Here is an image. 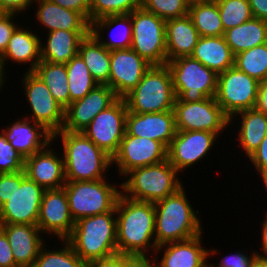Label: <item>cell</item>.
Masks as SVG:
<instances>
[{"label": "cell", "instance_id": "cell-23", "mask_svg": "<svg viewBox=\"0 0 267 267\" xmlns=\"http://www.w3.org/2000/svg\"><path fill=\"white\" fill-rule=\"evenodd\" d=\"M0 229L8 238L16 265L33 267L45 244L39 227L32 224H0Z\"/></svg>", "mask_w": 267, "mask_h": 267}, {"label": "cell", "instance_id": "cell-33", "mask_svg": "<svg viewBox=\"0 0 267 267\" xmlns=\"http://www.w3.org/2000/svg\"><path fill=\"white\" fill-rule=\"evenodd\" d=\"M224 38L234 55L267 43V21L252 18L241 25L227 29Z\"/></svg>", "mask_w": 267, "mask_h": 267}, {"label": "cell", "instance_id": "cell-38", "mask_svg": "<svg viewBox=\"0 0 267 267\" xmlns=\"http://www.w3.org/2000/svg\"><path fill=\"white\" fill-rule=\"evenodd\" d=\"M60 241H63L60 250H48L44 244L33 267H86V263L74 252L70 243L67 240Z\"/></svg>", "mask_w": 267, "mask_h": 267}, {"label": "cell", "instance_id": "cell-4", "mask_svg": "<svg viewBox=\"0 0 267 267\" xmlns=\"http://www.w3.org/2000/svg\"><path fill=\"white\" fill-rule=\"evenodd\" d=\"M66 240L85 263L117 254L116 212L79 219Z\"/></svg>", "mask_w": 267, "mask_h": 267}, {"label": "cell", "instance_id": "cell-37", "mask_svg": "<svg viewBox=\"0 0 267 267\" xmlns=\"http://www.w3.org/2000/svg\"><path fill=\"white\" fill-rule=\"evenodd\" d=\"M234 66L258 82L267 80V43L236 54Z\"/></svg>", "mask_w": 267, "mask_h": 267}, {"label": "cell", "instance_id": "cell-17", "mask_svg": "<svg viewBox=\"0 0 267 267\" xmlns=\"http://www.w3.org/2000/svg\"><path fill=\"white\" fill-rule=\"evenodd\" d=\"M74 225L65 189L45 190L37 220L41 233H48L50 236L54 234L58 240H66Z\"/></svg>", "mask_w": 267, "mask_h": 267}, {"label": "cell", "instance_id": "cell-52", "mask_svg": "<svg viewBox=\"0 0 267 267\" xmlns=\"http://www.w3.org/2000/svg\"><path fill=\"white\" fill-rule=\"evenodd\" d=\"M254 108L267 116V80L259 82L257 100Z\"/></svg>", "mask_w": 267, "mask_h": 267}, {"label": "cell", "instance_id": "cell-10", "mask_svg": "<svg viewBox=\"0 0 267 267\" xmlns=\"http://www.w3.org/2000/svg\"><path fill=\"white\" fill-rule=\"evenodd\" d=\"M259 82L235 66L218 74L216 102L230 119L239 112L255 107Z\"/></svg>", "mask_w": 267, "mask_h": 267}, {"label": "cell", "instance_id": "cell-49", "mask_svg": "<svg viewBox=\"0 0 267 267\" xmlns=\"http://www.w3.org/2000/svg\"><path fill=\"white\" fill-rule=\"evenodd\" d=\"M34 0H0V7L4 13L20 14L32 6Z\"/></svg>", "mask_w": 267, "mask_h": 267}, {"label": "cell", "instance_id": "cell-14", "mask_svg": "<svg viewBox=\"0 0 267 267\" xmlns=\"http://www.w3.org/2000/svg\"><path fill=\"white\" fill-rule=\"evenodd\" d=\"M22 79L23 91L32 110L31 120L44 126L53 135L61 131L65 123V109L34 72L26 71Z\"/></svg>", "mask_w": 267, "mask_h": 267}, {"label": "cell", "instance_id": "cell-36", "mask_svg": "<svg viewBox=\"0 0 267 267\" xmlns=\"http://www.w3.org/2000/svg\"><path fill=\"white\" fill-rule=\"evenodd\" d=\"M70 93V103L82 99L97 85L89 69L79 54L65 64Z\"/></svg>", "mask_w": 267, "mask_h": 267}, {"label": "cell", "instance_id": "cell-56", "mask_svg": "<svg viewBox=\"0 0 267 267\" xmlns=\"http://www.w3.org/2000/svg\"><path fill=\"white\" fill-rule=\"evenodd\" d=\"M6 80V75L4 74L2 67H1V63H0V90H3L2 87L4 85V82H7Z\"/></svg>", "mask_w": 267, "mask_h": 267}, {"label": "cell", "instance_id": "cell-42", "mask_svg": "<svg viewBox=\"0 0 267 267\" xmlns=\"http://www.w3.org/2000/svg\"><path fill=\"white\" fill-rule=\"evenodd\" d=\"M25 159L7 141L3 132H0V173H13L24 170Z\"/></svg>", "mask_w": 267, "mask_h": 267}, {"label": "cell", "instance_id": "cell-57", "mask_svg": "<svg viewBox=\"0 0 267 267\" xmlns=\"http://www.w3.org/2000/svg\"><path fill=\"white\" fill-rule=\"evenodd\" d=\"M213 1H216V0H186L189 6L193 4L208 3V2H213Z\"/></svg>", "mask_w": 267, "mask_h": 267}, {"label": "cell", "instance_id": "cell-48", "mask_svg": "<svg viewBox=\"0 0 267 267\" xmlns=\"http://www.w3.org/2000/svg\"><path fill=\"white\" fill-rule=\"evenodd\" d=\"M14 193V172L0 173V207L10 199Z\"/></svg>", "mask_w": 267, "mask_h": 267}, {"label": "cell", "instance_id": "cell-8", "mask_svg": "<svg viewBox=\"0 0 267 267\" xmlns=\"http://www.w3.org/2000/svg\"><path fill=\"white\" fill-rule=\"evenodd\" d=\"M172 76L175 98L182 102H197L215 97L217 74L191 56L166 63Z\"/></svg>", "mask_w": 267, "mask_h": 267}, {"label": "cell", "instance_id": "cell-18", "mask_svg": "<svg viewBox=\"0 0 267 267\" xmlns=\"http://www.w3.org/2000/svg\"><path fill=\"white\" fill-rule=\"evenodd\" d=\"M151 66L132 48L110 51L109 87L123 98L137 86Z\"/></svg>", "mask_w": 267, "mask_h": 267}, {"label": "cell", "instance_id": "cell-6", "mask_svg": "<svg viewBox=\"0 0 267 267\" xmlns=\"http://www.w3.org/2000/svg\"><path fill=\"white\" fill-rule=\"evenodd\" d=\"M123 98L127 110L132 113L144 114L173 110L175 93L167 64L152 65L137 86Z\"/></svg>", "mask_w": 267, "mask_h": 267}, {"label": "cell", "instance_id": "cell-55", "mask_svg": "<svg viewBox=\"0 0 267 267\" xmlns=\"http://www.w3.org/2000/svg\"><path fill=\"white\" fill-rule=\"evenodd\" d=\"M250 267H267V258L257 255L251 262Z\"/></svg>", "mask_w": 267, "mask_h": 267}, {"label": "cell", "instance_id": "cell-43", "mask_svg": "<svg viewBox=\"0 0 267 267\" xmlns=\"http://www.w3.org/2000/svg\"><path fill=\"white\" fill-rule=\"evenodd\" d=\"M249 160L262 177V183L267 191V135L261 141L258 149L249 157Z\"/></svg>", "mask_w": 267, "mask_h": 267}, {"label": "cell", "instance_id": "cell-44", "mask_svg": "<svg viewBox=\"0 0 267 267\" xmlns=\"http://www.w3.org/2000/svg\"><path fill=\"white\" fill-rule=\"evenodd\" d=\"M16 16L17 14L15 13L0 14V56L6 50L12 33L19 25V23L17 24L14 21Z\"/></svg>", "mask_w": 267, "mask_h": 267}, {"label": "cell", "instance_id": "cell-34", "mask_svg": "<svg viewBox=\"0 0 267 267\" xmlns=\"http://www.w3.org/2000/svg\"><path fill=\"white\" fill-rule=\"evenodd\" d=\"M33 72L46 84L53 98L66 109L70 105V93L65 64L40 61Z\"/></svg>", "mask_w": 267, "mask_h": 267}, {"label": "cell", "instance_id": "cell-7", "mask_svg": "<svg viewBox=\"0 0 267 267\" xmlns=\"http://www.w3.org/2000/svg\"><path fill=\"white\" fill-rule=\"evenodd\" d=\"M116 187H118L116 189ZM121 184H110L106 179L93 181H66L64 189L74 221L85 217L115 211L121 194Z\"/></svg>", "mask_w": 267, "mask_h": 267}, {"label": "cell", "instance_id": "cell-54", "mask_svg": "<svg viewBox=\"0 0 267 267\" xmlns=\"http://www.w3.org/2000/svg\"><path fill=\"white\" fill-rule=\"evenodd\" d=\"M266 214V218L261 222V250H262V252L260 251V253L259 252H257V254L259 255V256H262V257H266L267 258V213H265Z\"/></svg>", "mask_w": 267, "mask_h": 267}, {"label": "cell", "instance_id": "cell-3", "mask_svg": "<svg viewBox=\"0 0 267 267\" xmlns=\"http://www.w3.org/2000/svg\"><path fill=\"white\" fill-rule=\"evenodd\" d=\"M185 192L184 187H181L174 194L154 203L157 247L204 233L197 216L199 211L193 209Z\"/></svg>", "mask_w": 267, "mask_h": 267}, {"label": "cell", "instance_id": "cell-16", "mask_svg": "<svg viewBox=\"0 0 267 267\" xmlns=\"http://www.w3.org/2000/svg\"><path fill=\"white\" fill-rule=\"evenodd\" d=\"M216 138L220 137L209 131H178L167 148V160L179 172L192 167L202 158L207 157Z\"/></svg>", "mask_w": 267, "mask_h": 267}, {"label": "cell", "instance_id": "cell-5", "mask_svg": "<svg viewBox=\"0 0 267 267\" xmlns=\"http://www.w3.org/2000/svg\"><path fill=\"white\" fill-rule=\"evenodd\" d=\"M179 172L168 160L138 167L126 173L121 184V194L136 201L156 203L174 194L181 187Z\"/></svg>", "mask_w": 267, "mask_h": 267}, {"label": "cell", "instance_id": "cell-12", "mask_svg": "<svg viewBox=\"0 0 267 267\" xmlns=\"http://www.w3.org/2000/svg\"><path fill=\"white\" fill-rule=\"evenodd\" d=\"M173 112L178 131H209L219 136L230 125V119L215 97L197 102H182L175 98Z\"/></svg>", "mask_w": 267, "mask_h": 267}, {"label": "cell", "instance_id": "cell-35", "mask_svg": "<svg viewBox=\"0 0 267 267\" xmlns=\"http://www.w3.org/2000/svg\"><path fill=\"white\" fill-rule=\"evenodd\" d=\"M188 15L200 37L224 36L225 31L216 1L191 5Z\"/></svg>", "mask_w": 267, "mask_h": 267}, {"label": "cell", "instance_id": "cell-27", "mask_svg": "<svg viewBox=\"0 0 267 267\" xmlns=\"http://www.w3.org/2000/svg\"><path fill=\"white\" fill-rule=\"evenodd\" d=\"M165 32L167 62L191 56L200 36L188 14L166 20Z\"/></svg>", "mask_w": 267, "mask_h": 267}, {"label": "cell", "instance_id": "cell-19", "mask_svg": "<svg viewBox=\"0 0 267 267\" xmlns=\"http://www.w3.org/2000/svg\"><path fill=\"white\" fill-rule=\"evenodd\" d=\"M118 98L108 85H97L82 99L71 102L65 109L62 130L82 132L99 112L108 108Z\"/></svg>", "mask_w": 267, "mask_h": 267}, {"label": "cell", "instance_id": "cell-47", "mask_svg": "<svg viewBox=\"0 0 267 267\" xmlns=\"http://www.w3.org/2000/svg\"><path fill=\"white\" fill-rule=\"evenodd\" d=\"M0 267H18L6 234L0 229Z\"/></svg>", "mask_w": 267, "mask_h": 267}, {"label": "cell", "instance_id": "cell-40", "mask_svg": "<svg viewBox=\"0 0 267 267\" xmlns=\"http://www.w3.org/2000/svg\"><path fill=\"white\" fill-rule=\"evenodd\" d=\"M142 7V0H90V22L108 15L130 14Z\"/></svg>", "mask_w": 267, "mask_h": 267}, {"label": "cell", "instance_id": "cell-50", "mask_svg": "<svg viewBox=\"0 0 267 267\" xmlns=\"http://www.w3.org/2000/svg\"><path fill=\"white\" fill-rule=\"evenodd\" d=\"M86 267H124V254L97 259L86 263Z\"/></svg>", "mask_w": 267, "mask_h": 267}, {"label": "cell", "instance_id": "cell-25", "mask_svg": "<svg viewBox=\"0 0 267 267\" xmlns=\"http://www.w3.org/2000/svg\"><path fill=\"white\" fill-rule=\"evenodd\" d=\"M41 39L29 29L23 26L16 27L8 42L4 53L0 56V63L4 74L6 75L5 65L8 60L13 63H30L27 72H33L37 64L41 61ZM7 61V62H6Z\"/></svg>", "mask_w": 267, "mask_h": 267}, {"label": "cell", "instance_id": "cell-39", "mask_svg": "<svg viewBox=\"0 0 267 267\" xmlns=\"http://www.w3.org/2000/svg\"><path fill=\"white\" fill-rule=\"evenodd\" d=\"M224 31L253 18L248 0H216Z\"/></svg>", "mask_w": 267, "mask_h": 267}, {"label": "cell", "instance_id": "cell-30", "mask_svg": "<svg viewBox=\"0 0 267 267\" xmlns=\"http://www.w3.org/2000/svg\"><path fill=\"white\" fill-rule=\"evenodd\" d=\"M191 57L218 75L234 66L235 55L224 36H216L199 37Z\"/></svg>", "mask_w": 267, "mask_h": 267}, {"label": "cell", "instance_id": "cell-24", "mask_svg": "<svg viewBox=\"0 0 267 267\" xmlns=\"http://www.w3.org/2000/svg\"><path fill=\"white\" fill-rule=\"evenodd\" d=\"M22 120V121H21ZM2 129L7 141L25 159L53 143V134L26 116Z\"/></svg>", "mask_w": 267, "mask_h": 267}, {"label": "cell", "instance_id": "cell-15", "mask_svg": "<svg viewBox=\"0 0 267 267\" xmlns=\"http://www.w3.org/2000/svg\"><path fill=\"white\" fill-rule=\"evenodd\" d=\"M167 160V148L159 141L128 135L125 132L112 164L118 167L120 176L132 169L154 165Z\"/></svg>", "mask_w": 267, "mask_h": 267}, {"label": "cell", "instance_id": "cell-29", "mask_svg": "<svg viewBox=\"0 0 267 267\" xmlns=\"http://www.w3.org/2000/svg\"><path fill=\"white\" fill-rule=\"evenodd\" d=\"M104 30H107V32L108 30H111L110 32L112 34L110 36L111 39L110 40L108 39V41L102 39L103 37L101 34L102 32L103 33L105 32ZM114 31L117 32L118 34L115 33ZM90 33L98 40V42L101 45H103L109 51L119 50V49H129L132 43L131 15L130 14L108 15L93 20L90 22Z\"/></svg>", "mask_w": 267, "mask_h": 267}, {"label": "cell", "instance_id": "cell-2", "mask_svg": "<svg viewBox=\"0 0 267 267\" xmlns=\"http://www.w3.org/2000/svg\"><path fill=\"white\" fill-rule=\"evenodd\" d=\"M60 136V137H59ZM63 145L66 181H93L107 179L105 173L112 165V158L97 147L82 132L61 130L53 135ZM61 138V139H60Z\"/></svg>", "mask_w": 267, "mask_h": 267}, {"label": "cell", "instance_id": "cell-32", "mask_svg": "<svg viewBox=\"0 0 267 267\" xmlns=\"http://www.w3.org/2000/svg\"><path fill=\"white\" fill-rule=\"evenodd\" d=\"M78 54L85 62L93 79L99 85L109 86L110 51L101 45L98 40L89 33L81 40Z\"/></svg>", "mask_w": 267, "mask_h": 267}, {"label": "cell", "instance_id": "cell-9", "mask_svg": "<svg viewBox=\"0 0 267 267\" xmlns=\"http://www.w3.org/2000/svg\"><path fill=\"white\" fill-rule=\"evenodd\" d=\"M132 22L131 47L151 65L167 63L166 21L143 7L130 13Z\"/></svg>", "mask_w": 267, "mask_h": 267}, {"label": "cell", "instance_id": "cell-53", "mask_svg": "<svg viewBox=\"0 0 267 267\" xmlns=\"http://www.w3.org/2000/svg\"><path fill=\"white\" fill-rule=\"evenodd\" d=\"M253 18L267 21V0H248Z\"/></svg>", "mask_w": 267, "mask_h": 267}, {"label": "cell", "instance_id": "cell-45", "mask_svg": "<svg viewBox=\"0 0 267 267\" xmlns=\"http://www.w3.org/2000/svg\"><path fill=\"white\" fill-rule=\"evenodd\" d=\"M257 251L251 253L250 256L246 253L239 250L231 255H226L223 259L220 260L219 264L214 265L213 263L208 264L209 267H250L251 262L257 256Z\"/></svg>", "mask_w": 267, "mask_h": 267}, {"label": "cell", "instance_id": "cell-51", "mask_svg": "<svg viewBox=\"0 0 267 267\" xmlns=\"http://www.w3.org/2000/svg\"><path fill=\"white\" fill-rule=\"evenodd\" d=\"M152 258L124 254V267H156L154 256Z\"/></svg>", "mask_w": 267, "mask_h": 267}, {"label": "cell", "instance_id": "cell-13", "mask_svg": "<svg viewBox=\"0 0 267 267\" xmlns=\"http://www.w3.org/2000/svg\"><path fill=\"white\" fill-rule=\"evenodd\" d=\"M127 113L124 98H118L99 112L82 133L112 158L125 135Z\"/></svg>", "mask_w": 267, "mask_h": 267}, {"label": "cell", "instance_id": "cell-20", "mask_svg": "<svg viewBox=\"0 0 267 267\" xmlns=\"http://www.w3.org/2000/svg\"><path fill=\"white\" fill-rule=\"evenodd\" d=\"M125 132L159 141L168 148L177 132L174 112L170 110L138 114L128 111Z\"/></svg>", "mask_w": 267, "mask_h": 267}, {"label": "cell", "instance_id": "cell-26", "mask_svg": "<svg viewBox=\"0 0 267 267\" xmlns=\"http://www.w3.org/2000/svg\"><path fill=\"white\" fill-rule=\"evenodd\" d=\"M35 18L47 32L55 30L90 31V23L78 12L63 8L49 0H34ZM38 4V5H37Z\"/></svg>", "mask_w": 267, "mask_h": 267}, {"label": "cell", "instance_id": "cell-11", "mask_svg": "<svg viewBox=\"0 0 267 267\" xmlns=\"http://www.w3.org/2000/svg\"><path fill=\"white\" fill-rule=\"evenodd\" d=\"M44 191L24 170L14 172V193L0 207V224L37 225Z\"/></svg>", "mask_w": 267, "mask_h": 267}, {"label": "cell", "instance_id": "cell-22", "mask_svg": "<svg viewBox=\"0 0 267 267\" xmlns=\"http://www.w3.org/2000/svg\"><path fill=\"white\" fill-rule=\"evenodd\" d=\"M202 234L188 240L158 246L154 254H158L160 250L162 252V249L165 251L160 259L161 262L154 257L156 267H207L209 264L207 259L216 254L217 250L204 249Z\"/></svg>", "mask_w": 267, "mask_h": 267}, {"label": "cell", "instance_id": "cell-1", "mask_svg": "<svg viewBox=\"0 0 267 267\" xmlns=\"http://www.w3.org/2000/svg\"><path fill=\"white\" fill-rule=\"evenodd\" d=\"M115 212L118 254L149 257L150 248V252H155L154 203L132 200L120 194Z\"/></svg>", "mask_w": 267, "mask_h": 267}, {"label": "cell", "instance_id": "cell-21", "mask_svg": "<svg viewBox=\"0 0 267 267\" xmlns=\"http://www.w3.org/2000/svg\"><path fill=\"white\" fill-rule=\"evenodd\" d=\"M50 145L26 157L24 162L26 176L44 190L60 189L66 184L63 154L57 155Z\"/></svg>", "mask_w": 267, "mask_h": 267}, {"label": "cell", "instance_id": "cell-41", "mask_svg": "<svg viewBox=\"0 0 267 267\" xmlns=\"http://www.w3.org/2000/svg\"><path fill=\"white\" fill-rule=\"evenodd\" d=\"M142 7L165 21L183 17L189 11L186 0H142Z\"/></svg>", "mask_w": 267, "mask_h": 267}, {"label": "cell", "instance_id": "cell-46", "mask_svg": "<svg viewBox=\"0 0 267 267\" xmlns=\"http://www.w3.org/2000/svg\"><path fill=\"white\" fill-rule=\"evenodd\" d=\"M55 4L80 13L90 23V0H49Z\"/></svg>", "mask_w": 267, "mask_h": 267}, {"label": "cell", "instance_id": "cell-31", "mask_svg": "<svg viewBox=\"0 0 267 267\" xmlns=\"http://www.w3.org/2000/svg\"><path fill=\"white\" fill-rule=\"evenodd\" d=\"M240 117V128L236 136L238 144L249 158L259 147L267 135V116L255 108L245 110L234 115Z\"/></svg>", "mask_w": 267, "mask_h": 267}, {"label": "cell", "instance_id": "cell-28", "mask_svg": "<svg viewBox=\"0 0 267 267\" xmlns=\"http://www.w3.org/2000/svg\"><path fill=\"white\" fill-rule=\"evenodd\" d=\"M90 31L55 30L40 44L41 61L66 64L78 54L79 44Z\"/></svg>", "mask_w": 267, "mask_h": 267}]
</instances>
